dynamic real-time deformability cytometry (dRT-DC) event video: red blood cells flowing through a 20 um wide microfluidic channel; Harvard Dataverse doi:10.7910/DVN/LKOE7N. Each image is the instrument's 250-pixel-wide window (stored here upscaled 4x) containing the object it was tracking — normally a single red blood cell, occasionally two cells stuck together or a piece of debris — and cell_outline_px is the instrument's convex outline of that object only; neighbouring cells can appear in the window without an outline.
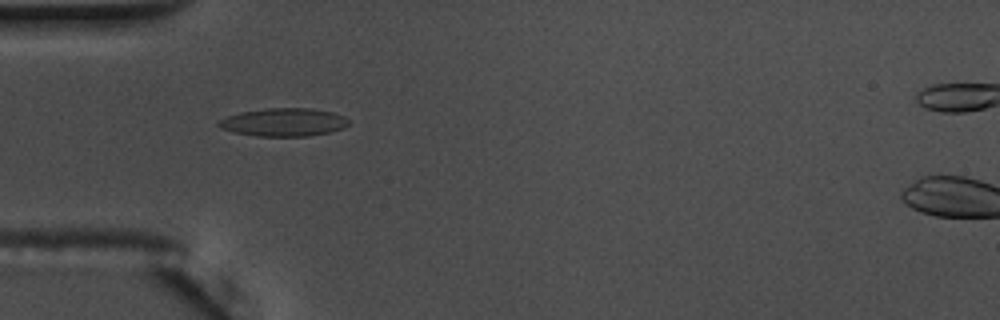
{"species": "common noctule bat (a hibernating species)", "species_latin": "Nyctalus noctula", "temperature_condition": "warm", "stored_images_in_passage": 57, "camera_frame_rate_fps": 3000, "um_per_image_px": 0.085, "animal": {"sex": "male", "body_mass_g": 17.5, "forearm_length_mm": 52.3}, "frame": {"image": 1, "passage_image": 18, "time_ms": 5.667, "image_size_px": [1000, 320], "cell_outline_px": [[348, 124], [344, 128], [328, 132], [308, 136], [256, 136], [236, 132], [220, 128], [216, 124], [220, 120], [228, 116], [240, 112], [268, 108], [312, 108], [332, 112], [344, 116], [348, 120]], "centroid_in_image_um": [24.12, 10.38], "position_along_channel_um": 60.9, "area_um2": 21.15}}
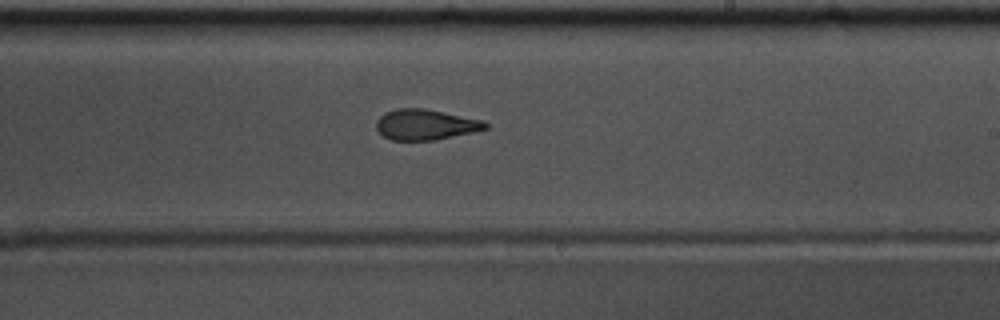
{"frame": {"image": 2, "passage_image": 34, "time_ms": 11.0, "image_size_px": [1000, 320], "cell_outline_px": [[488, 128], [472, 132], [436, 140], [392, 140], [384, 136], [376, 128], [376, 120], [384, 112], [396, 108], [424, 108], [484, 120], [488, 124]], "centroid_in_image_um": [36.16, 10.58], "position_along_channel_um": 252.8, "area_um2": 19.48}}
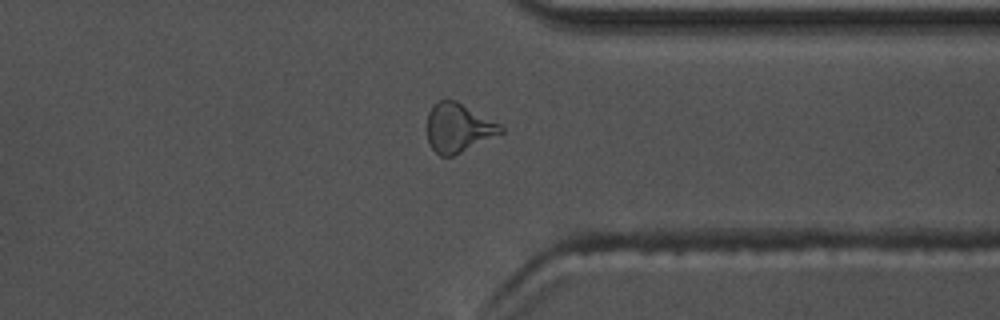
{"frame": {"image": 3, "passage_image": 44, "time_ms": 14.333, "image_size_px": [1000, 320], "cell_outline_px": [[504, 132], [452, 156], [440, 156], [428, 144], [428, 112], [432, 104], [436, 100], [456, 100], [500, 124], [504, 128]], "centroid_in_image_um": [38.93, 10.85], "position_along_channel_um": 372.5, "area_um2": 20.87}, "authors_computed_cell_mechanics": {"area_um2": 20.1144, "velocity_mm_per_s": 3.6495, "shape_relaxation_time_tau1_ms": null, "shape_relaxation_time_tau2_ms": 2.3202, "deformation_change_tau1": null, "deformation_change_tau2": 0.0969}}